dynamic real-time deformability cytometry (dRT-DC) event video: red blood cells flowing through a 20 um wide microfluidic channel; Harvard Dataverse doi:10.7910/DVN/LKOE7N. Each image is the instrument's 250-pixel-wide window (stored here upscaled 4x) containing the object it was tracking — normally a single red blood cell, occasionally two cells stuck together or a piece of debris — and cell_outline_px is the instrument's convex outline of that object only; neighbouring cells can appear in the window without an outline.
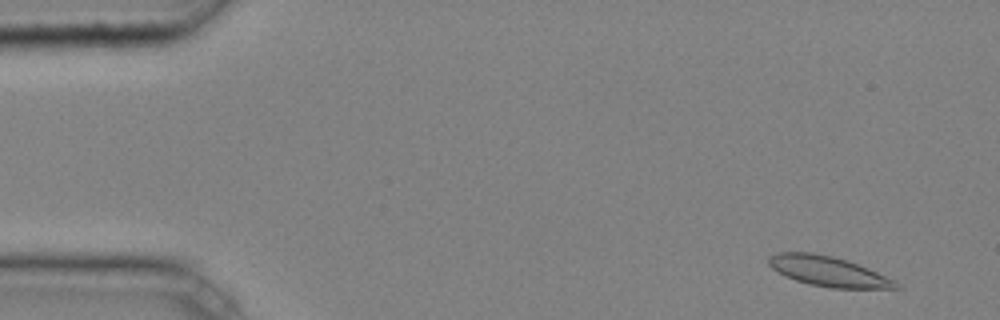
{"species": "common noctule bat (a hibernating species)", "species_latin": "Nyctalus noctula", "temperature_condition": "cold", "stored_images_in_passage": 4, "camera_frame_rate_fps": 3000, "um_per_image_px": 0.085, "animal": {"sex": "male", "body_mass_g": 20.4}, "frame": {"image": 1, "passage_image": 1, "time_ms": 0.0, "image_size_px": [1000, 320], "cell_outline_px": [[900, 288], [832, 288], [812, 284], [796, 280], [776, 272], [768, 264], [768, 256], [776, 252], [812, 252], [832, 256], [868, 268], [896, 280], [900, 284]], "centroid_in_image_um": [70.38, 23.05], "position_along_channel_um": 14.6, "area_um2": 22.14}}
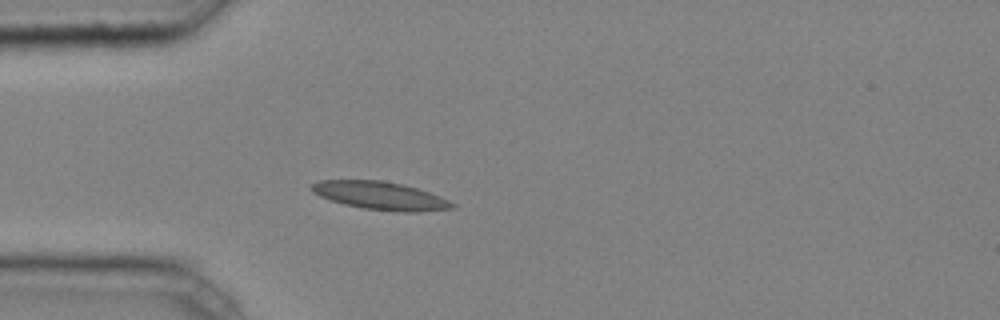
{"frame": {"image": 2, "passage_image": 4, "time_ms": 1.0, "image_size_px": [1000, 320], "cell_outline_px": [[456, 208], [420, 212], [400, 212], [364, 208], [344, 204], [320, 196], [308, 188], [312, 184], [320, 180], [380, 180], [400, 184], [416, 188], [440, 196], [456, 204]], "centroid_in_image_um": [32.35, 16.64], "position_along_channel_um": 52.7, "area_um2": 22.83}}